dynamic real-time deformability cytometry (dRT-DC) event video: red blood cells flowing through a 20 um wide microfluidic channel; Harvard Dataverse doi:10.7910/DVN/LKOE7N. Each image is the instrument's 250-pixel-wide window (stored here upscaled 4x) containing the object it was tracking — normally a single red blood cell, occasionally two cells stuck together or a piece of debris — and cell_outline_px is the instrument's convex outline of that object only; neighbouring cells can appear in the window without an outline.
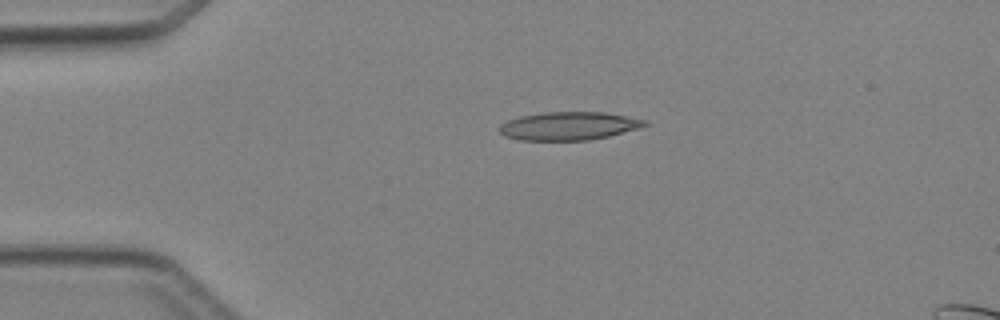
{"species": "Egyptian fruit bat (a non-hibernating species)", "species_latin": "Rousettus aegyptiacus", "temperature_condition": "cold", "stored_images_in_passage": 2, "camera_frame_rate_fps": 3000, "um_per_image_px": 0.085, "animal": {"sex": "female"}, "frame": {"image": 1, "passage_image": 2, "time_ms": 2.0, "image_size_px": [1000, 320], "cell_outline_px": [[648, 124], [640, 128], [608, 136], [588, 140], [520, 140], [504, 136], [500, 132], [500, 124], [508, 120], [520, 116], [544, 112], [604, 112], [648, 120]], "centroid_in_image_um": [48.36, 10.7], "position_along_channel_um": 36.6, "area_um2": 23.87}}